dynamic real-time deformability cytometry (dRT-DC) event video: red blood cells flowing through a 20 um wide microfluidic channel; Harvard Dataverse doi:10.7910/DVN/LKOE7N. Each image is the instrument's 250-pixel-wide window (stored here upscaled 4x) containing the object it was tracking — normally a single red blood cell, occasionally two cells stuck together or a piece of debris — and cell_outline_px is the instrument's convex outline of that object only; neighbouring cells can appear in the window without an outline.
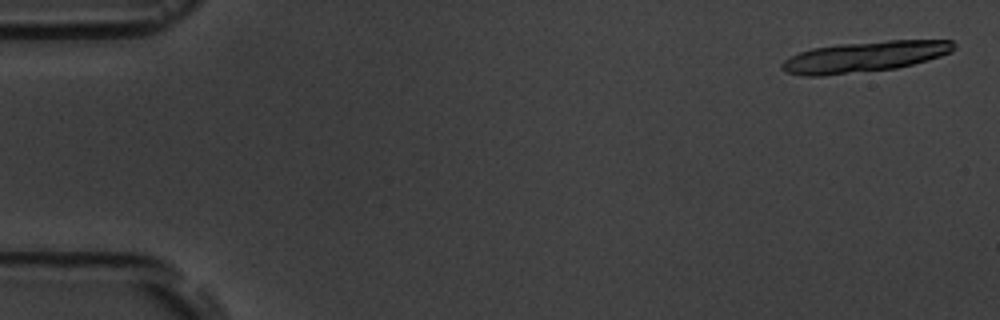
{"species": "common noctule bat (a hibernating species)", "species_latin": "Nyctalus noctula", "temperature_condition": "room temperature", "stored_images_in_passage": 8, "camera_frame_rate_fps": 3000, "um_per_image_px": 0.085, "animal": {"sex": "male", "body_mass_g": 19.5, "forearm_length_mm": 54.6}, "frame": {"image": 1, "passage_image": 1, "time_ms": 0.0, "image_size_px": [1000, 320], "cell_outline_px": [[956, 48], [952, 52], [928, 60], [896, 68], [820, 76], [804, 76], [784, 72], [780, 68], [780, 64], [784, 60], [800, 52], [812, 48], [840, 44], [888, 40], [952, 40], [956, 44]], "centroid_in_image_um": [73.49, 4.82], "position_along_channel_um": 11.5, "area_um2": 30.81}}
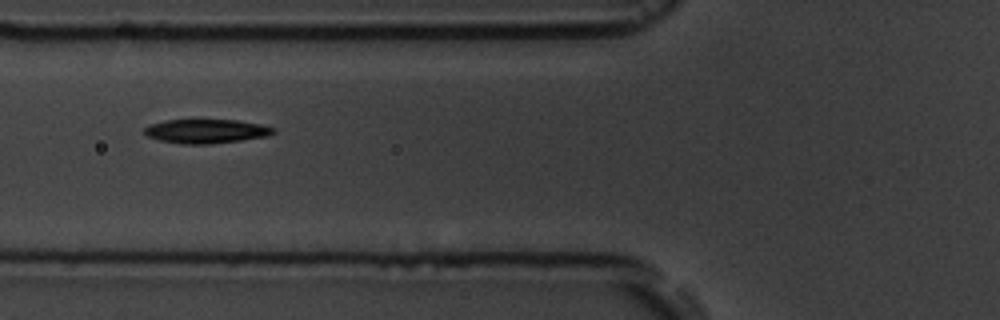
{"frame": {"image": 2, "passage_image": 7, "time_ms": 6.667, "image_size_px": [1000, 320], "cell_outline_px": [[276, 132], [268, 136], [240, 140], [208, 144], [180, 144], [160, 140], [148, 136], [144, 132], [144, 128], [152, 124], [164, 120], [236, 120], [260, 124], [276, 128]], "centroid_in_image_um": [17.55, 11.15], "position_along_channel_um": 108.3, "area_um2": 17.98}}
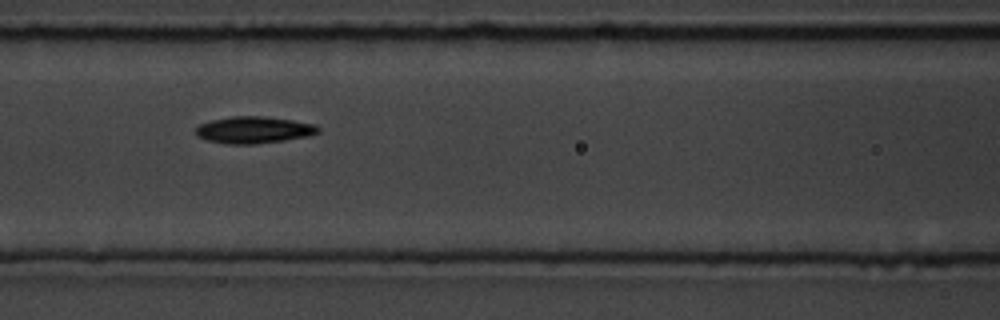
{"frame": {"image": 3, "passage_image": 8, "time_ms": 7.667, "image_size_px": [1000, 320], "cell_outline_px": [[320, 132], [308, 136], [284, 140], [256, 144], [228, 144], [208, 140], [196, 136], [196, 128], [200, 124], [212, 120], [232, 116], [264, 116], [292, 120], [316, 124], [320, 128]], "centroid_in_image_um": [21.6, 11.04], "position_along_channel_um": 145.0, "area_um2": 19.13}}